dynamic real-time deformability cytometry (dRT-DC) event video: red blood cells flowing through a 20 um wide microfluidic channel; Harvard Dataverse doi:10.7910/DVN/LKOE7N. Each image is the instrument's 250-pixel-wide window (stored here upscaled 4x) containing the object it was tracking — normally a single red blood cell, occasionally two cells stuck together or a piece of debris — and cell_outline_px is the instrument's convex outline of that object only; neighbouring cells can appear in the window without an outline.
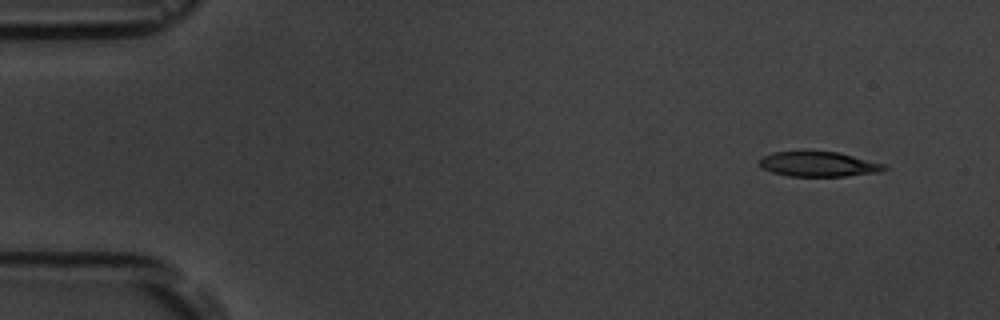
{"species": "common noctule bat (a hibernating species)", "species_latin": "Nyctalus noctula", "temperature_condition": "room temperature", "stored_images_in_passage": 7, "camera_frame_rate_fps": 3000, "um_per_image_px": 0.085, "animal": {"sex": "male", "body_mass_g": 19.5, "forearm_length_mm": 54.6}, "frame": {"image": 1, "passage_image": 1, "time_ms": 0.0, "image_size_px": [1000, 320], "cell_outline_px": [[888, 168], [876, 172], [844, 176], [788, 176], [772, 172], [764, 168], [760, 164], [760, 156], [772, 152], [804, 148], [836, 152], [888, 164]], "centroid_in_image_um": [69.52, 13.9], "position_along_channel_um": 15.5, "area_um2": 18.84}}
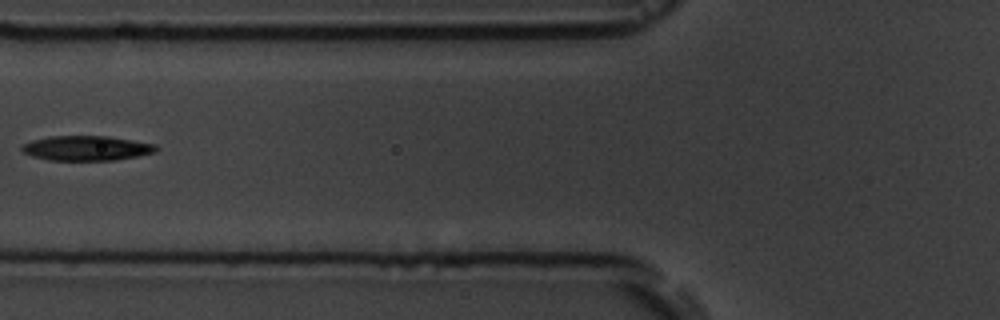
{"frame": {"image": 2, "passage_image": 6, "time_ms": 5.667, "image_size_px": [1000, 320], "cell_outline_px": [[160, 148], [156, 152], [136, 156], [112, 160], [48, 160], [32, 156], [24, 152], [20, 148], [24, 144], [32, 140], [48, 136], [108, 136], [156, 144]], "centroid_in_image_um": [7.37, 12.59], "position_along_channel_um": 118.4, "area_um2": 19.36}}
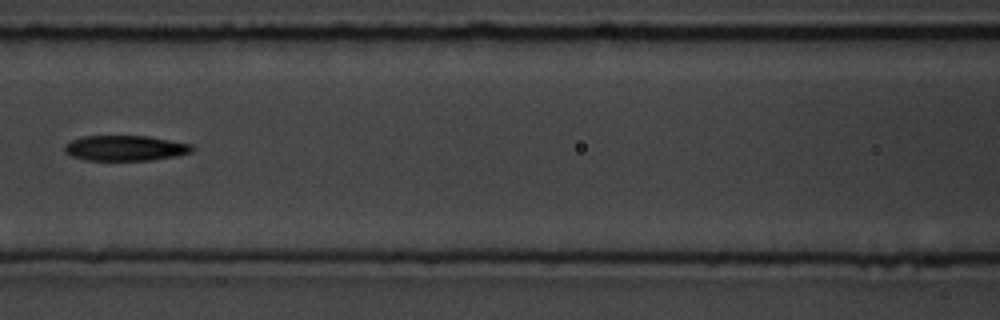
{"frame": {"image": 3, "passage_image": 7, "time_ms": 6.667, "image_size_px": [1000, 320], "cell_outline_px": [[196, 148], [192, 152], [176, 156], [152, 160], [84, 160], [72, 156], [64, 152], [64, 144], [72, 140], [84, 136], [148, 136], [192, 144]], "centroid_in_image_um": [10.66, 12.59], "position_along_channel_um": 155.9, "area_um2": 18.96}}